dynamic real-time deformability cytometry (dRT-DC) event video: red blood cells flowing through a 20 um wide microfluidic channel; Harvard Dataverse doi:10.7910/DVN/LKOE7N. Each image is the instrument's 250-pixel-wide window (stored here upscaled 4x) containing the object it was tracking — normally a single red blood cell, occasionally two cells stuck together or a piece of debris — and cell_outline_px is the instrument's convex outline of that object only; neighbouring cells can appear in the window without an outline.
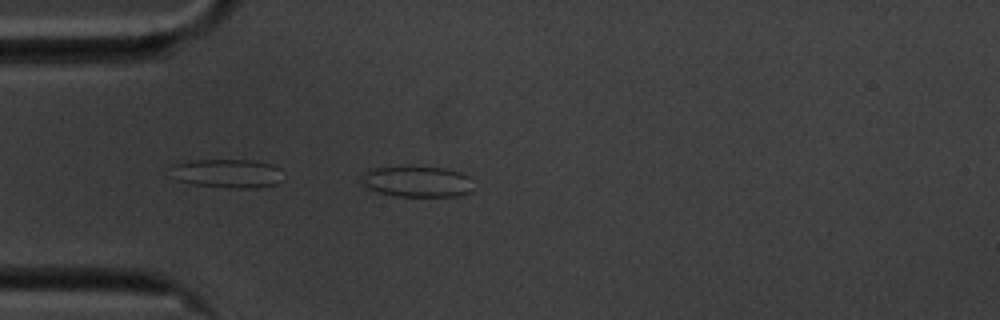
{"species": "common noctule bat (a hibernating species)", "species_latin": "Nyctalus noctula", "temperature_condition": "cold", "stored_images_in_passage": 21, "segment_of_instrument_passage": [1, 2], "camera_frame_rate_fps": 3000, "um_per_image_px": 0.085, "animal": {"sex": "male", "body_mass_g": 20.1, "forearm_length_mm": 53.5}, "frame": {"image": 1, "passage_image": 1, "time_ms": 0.0, "image_size_px": [1000, 320], "cell_outline_px": [[472, 192], [456, 196], [396, 196], [376, 192], [368, 188], [360, 180], [360, 176], [364, 172], [372, 168], [444, 168], [460, 172], [468, 176]], "centroid_in_image_um": [35.42, 15.46], "position_along_channel_um": 49.6, "area_um2": 19.77}}
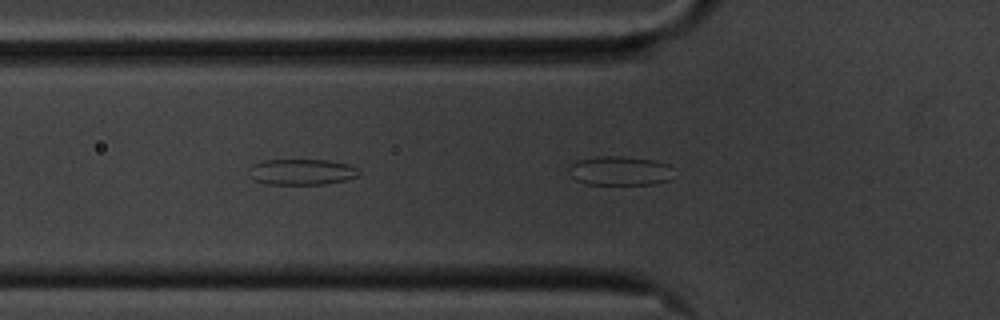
{"frame": {"image": 2, "passage_image": 4, "time_ms": 1.0, "image_size_px": [1000, 320], "cell_outline_px": [[360, 172], [356, 176], [348, 180], [324, 184], [264, 184], [252, 180], [248, 168], [252, 164], [264, 160], [328, 160], [348, 164], [356, 168]], "centroid_in_image_um": [25.6, 14.62], "position_along_channel_um": 100.2, "area_um2": 16.7}}
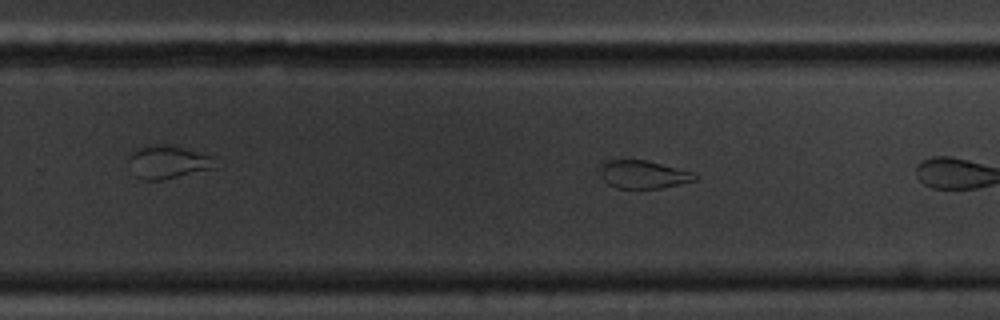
{"frame": {"image": 3, "passage_image": 19, "time_ms": 6.0, "image_size_px": [1000, 320], "cell_outline_px": [[696, 180], [680, 184], [660, 188], [616, 188], [608, 184], [604, 180], [600, 172], [600, 164], [608, 160], [644, 160], [692, 172], [696, 176]], "centroid_in_image_um": [54.63, 14.83], "position_along_channel_um": 275.2, "area_um2": 15.2}}